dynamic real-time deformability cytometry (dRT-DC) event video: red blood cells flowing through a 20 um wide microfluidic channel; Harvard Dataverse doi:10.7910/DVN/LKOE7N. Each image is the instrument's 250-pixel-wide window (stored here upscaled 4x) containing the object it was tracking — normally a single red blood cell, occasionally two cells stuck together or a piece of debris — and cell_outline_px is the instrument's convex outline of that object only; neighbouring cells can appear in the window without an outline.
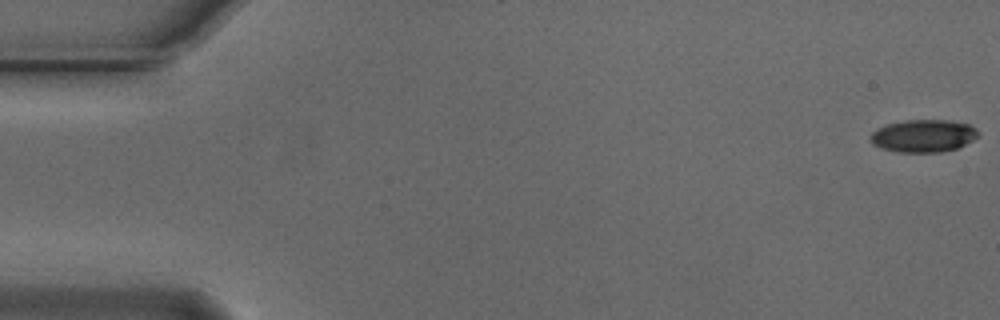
{"species": "Egyptian fruit bat (a non-hibernating species)", "species_latin": "Rousettus aegyptiacus", "temperature_condition": "cold", "stored_images_in_passage": 55, "camera_frame_rate_fps": 3000, "um_per_image_px": 0.085, "animal": {"sex": "male"}, "frame": {"image": 1, "passage_image": 1, "time_ms": 0.0, "image_size_px": [1000, 320], "cell_outline_px": [[980, 136], [956, 148], [940, 152], [896, 152], [872, 144], [872, 132], [876, 128], [888, 124], [904, 120], [952, 120], [968, 124], [976, 128], [980, 132]], "centroid_in_image_um": [78.52, 11.53], "position_along_channel_um": 6.5, "area_um2": 20.4}}
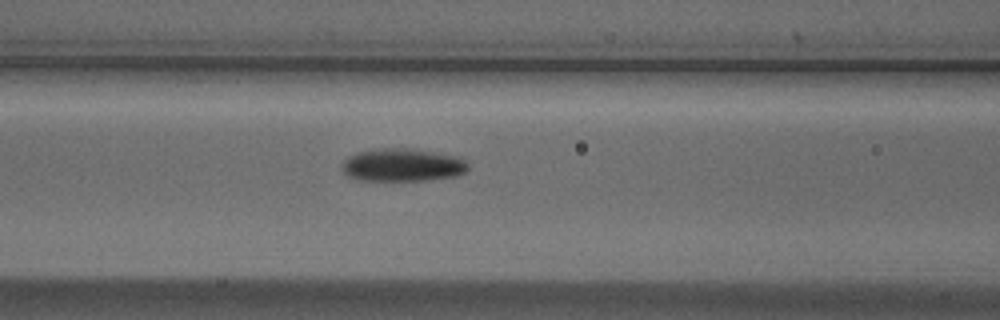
{"frame": {"image": 2, "passage_image": 23, "time_ms": 7.333, "image_size_px": [1000, 320], "cell_outline_px": [[468, 168], [464, 172], [456, 176], [428, 180], [360, 180], [348, 176], [340, 168], [340, 164], [348, 156], [356, 152], [376, 148], [412, 148], [456, 156], [464, 160], [468, 164]], "centroid_in_image_um": [34.16, 14.01], "position_along_channel_um": 132.4, "area_um2": 24.33}}
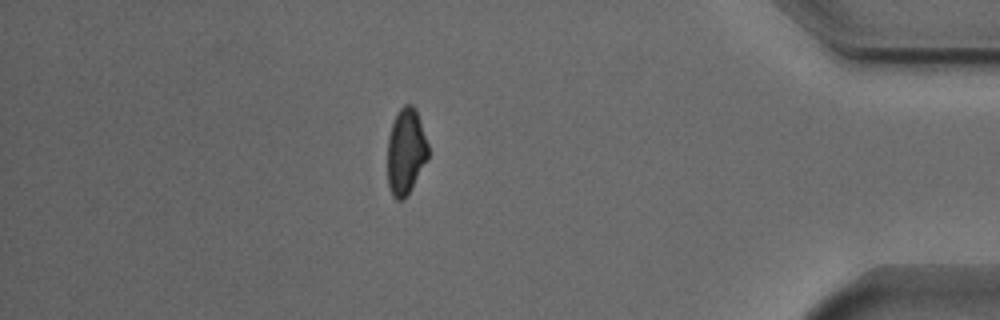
{"frame": {"image": 3, "passage_image": 48, "time_ms": 15.667, "image_size_px": [1000, 320], "cell_outline_px": [[428, 160], [404, 200], [396, 200], [392, 196], [388, 184], [388, 136], [392, 120], [400, 108], [404, 104], [412, 104], [416, 108], [428, 144]], "centroid_in_image_um": [34.49, 12.86], "position_along_channel_um": 400.7, "area_um2": 20.63}, "authors_computed_cell_mechanics": {"area_um2": 21.964, "velocity_mm_per_s": 3.7349, "shape_relaxation_time_tau1_ms": 2.5328, "shape_relaxation_time_tau2_ms": 6.5097, "deformation_change_tau1": 0.1108, "deformation_change_tau2": 0.1166}}